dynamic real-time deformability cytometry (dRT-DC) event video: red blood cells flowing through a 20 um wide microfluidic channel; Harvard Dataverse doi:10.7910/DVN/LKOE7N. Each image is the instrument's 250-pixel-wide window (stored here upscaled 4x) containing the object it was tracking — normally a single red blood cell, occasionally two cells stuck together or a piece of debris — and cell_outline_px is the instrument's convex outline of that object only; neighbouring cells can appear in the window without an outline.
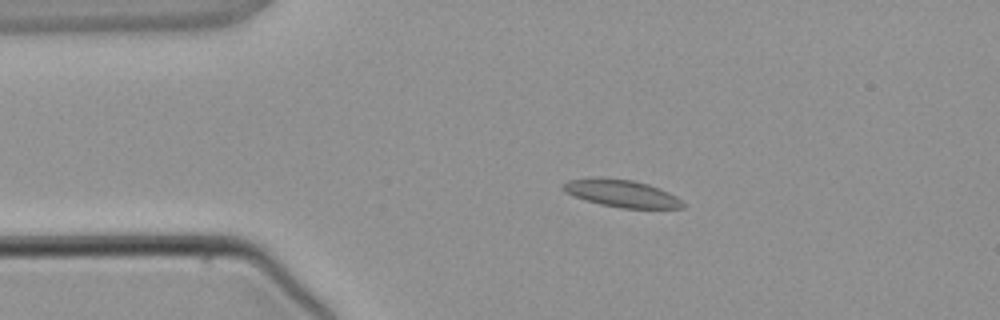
{"species": "common noctule bat (a hibernating species)", "species_latin": "Nyctalus noctula", "temperature_condition": "warm", "stored_images_in_passage": 2, "camera_frame_rate_fps": 3000, "um_per_image_px": 0.085, "animal": {"sex": "male", "body_mass_g": 21.5, "forearm_length_mm": 52.0}, "frame": {"image": 1, "passage_image": 1, "time_ms": 0.0, "image_size_px": [1000, 320], "cell_outline_px": [[684, 208], [620, 208], [600, 204], [572, 196], [564, 192], [560, 188], [560, 184], [568, 180], [632, 180], [648, 184], [660, 188], [676, 196], [684, 204]], "centroid_in_image_um": [52.84, 16.48], "position_along_channel_um": 32.2, "area_um2": 18.44}}